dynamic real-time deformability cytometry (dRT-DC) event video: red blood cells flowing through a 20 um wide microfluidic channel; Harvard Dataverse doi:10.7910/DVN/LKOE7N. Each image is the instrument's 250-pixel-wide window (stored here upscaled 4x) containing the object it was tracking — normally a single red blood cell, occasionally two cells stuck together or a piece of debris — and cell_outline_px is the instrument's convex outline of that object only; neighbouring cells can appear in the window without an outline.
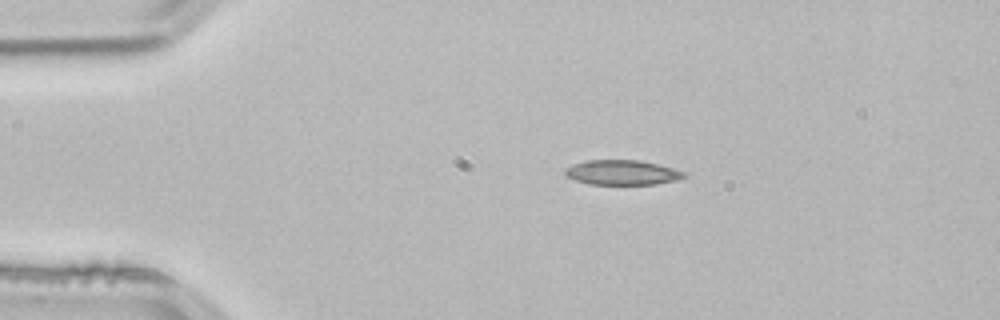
{"species": "common noctule bat (a hibernating species)", "species_latin": "Nyctalus noctula", "temperature_condition": "room temperature", "stored_images_in_passage": 2, "camera_frame_rate_fps": 3000, "um_per_image_px": 0.085, "animal": {"sex": "male", "body_mass_g": 21.5, "forearm_length_mm": 52.0}, "frame": {"image": 1, "passage_image": 1, "time_ms": 0.0, "image_size_px": [1000, 320], "cell_outline_px": [[688, 176], [680, 180], [656, 184], [588, 184], [576, 180], [568, 176], [564, 172], [564, 168], [572, 164], [584, 160], [640, 160], [660, 164], [688, 172]], "centroid_in_image_um": [52.96, 14.65], "position_along_channel_um": 32.0, "area_um2": 17.57}}